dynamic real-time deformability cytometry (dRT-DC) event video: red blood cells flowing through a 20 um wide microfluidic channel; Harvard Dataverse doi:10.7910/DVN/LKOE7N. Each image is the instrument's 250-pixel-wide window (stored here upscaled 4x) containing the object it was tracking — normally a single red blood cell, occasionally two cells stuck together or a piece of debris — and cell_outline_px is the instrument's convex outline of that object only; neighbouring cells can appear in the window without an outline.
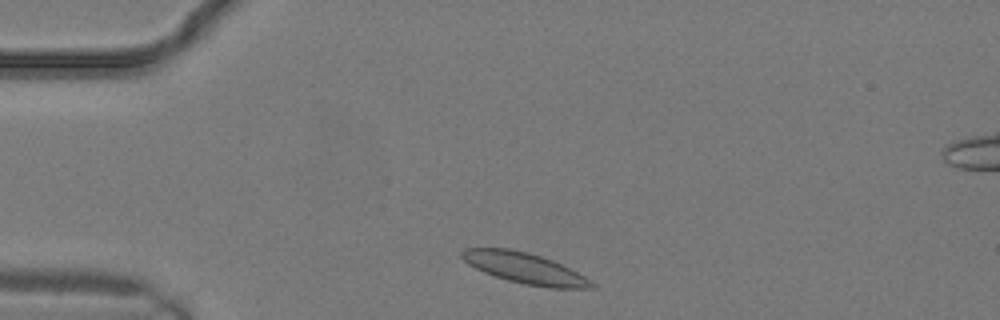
{"species": "common noctule bat (a hibernating species)", "species_latin": "Nyctalus noctula", "temperature_condition": "warm", "stored_images_in_passage": 11, "camera_frame_rate_fps": 3000, "um_per_image_px": 0.085, "animal": {"sex": "male", "body_mass_g": 19.2, "forearm_length_mm": 51.8}, "frame": {"image": 1, "passage_image": 1, "time_ms": 0.0, "image_size_px": [1000, 320], "cell_outline_px": [[596, 288], [548, 288], [524, 284], [508, 280], [484, 272], [468, 264], [460, 256], [460, 252], [464, 248], [512, 248], [528, 252], [552, 260], [584, 276], [596, 284]], "centroid_in_image_um": [44.59, 22.79], "position_along_channel_um": 40.4, "area_um2": 23.18}}
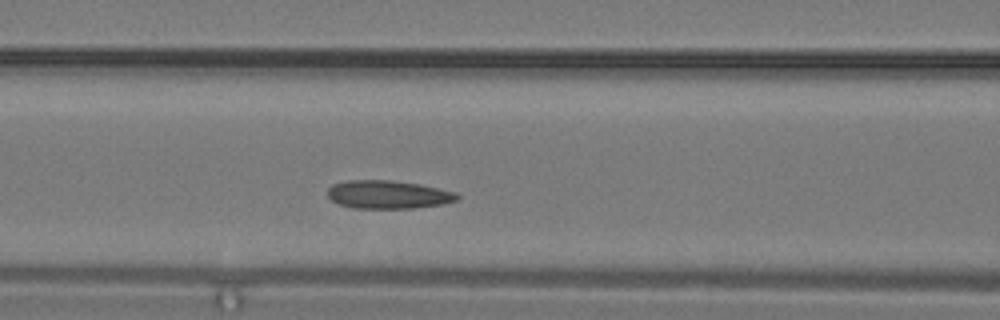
{"frame": {"image": 2, "passage_image": 6, "time_ms": 1.667, "image_size_px": [1000, 320], "cell_outline_px": [[460, 196], [456, 200], [444, 204], [412, 208], [352, 208], [340, 204], [332, 200], [328, 196], [328, 188], [332, 184], [348, 180], [392, 180], [420, 184], [456, 192]], "centroid_in_image_um": [32.99, 16.53], "position_along_channel_um": 133.6, "area_um2": 21.33}}
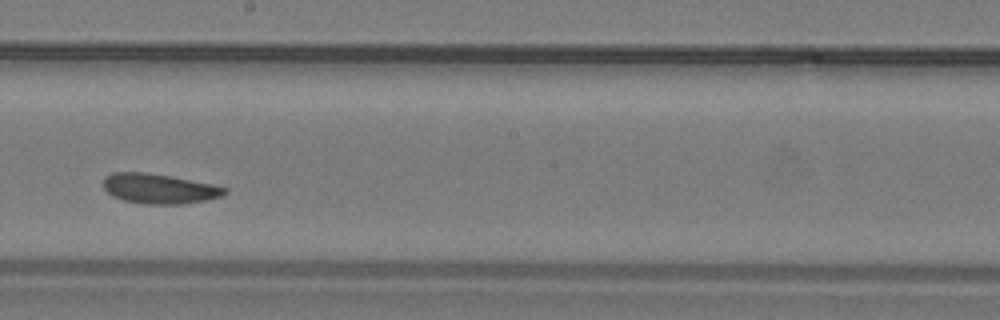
{"frame": {"image": 3, "passage_image": 10, "time_ms": 3.0, "image_size_px": [1000, 320], "cell_outline_px": [[228, 192], [220, 196], [208, 200], [184, 204], [144, 204], [124, 200], [112, 196], [104, 188], [104, 176], [112, 172], [144, 172], [168, 176], [212, 184], [228, 188]], "centroid_in_image_um": [13.53, 16.04], "position_along_channel_um": 234.7, "area_um2": 21.1}}